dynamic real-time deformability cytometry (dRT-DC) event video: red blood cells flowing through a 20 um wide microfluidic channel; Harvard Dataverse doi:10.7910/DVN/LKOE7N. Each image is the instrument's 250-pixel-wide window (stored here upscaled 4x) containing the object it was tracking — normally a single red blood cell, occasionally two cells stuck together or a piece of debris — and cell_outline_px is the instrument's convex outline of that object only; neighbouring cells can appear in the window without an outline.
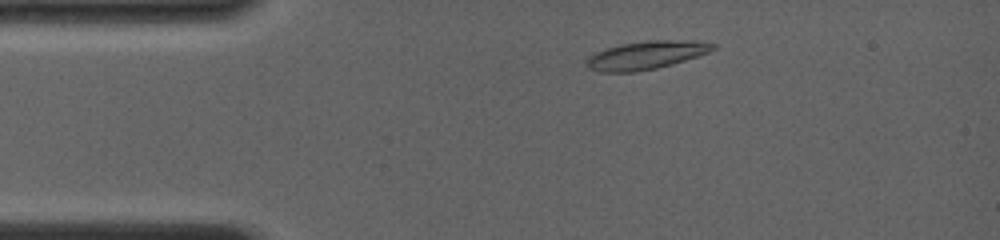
{"species": "common noctule bat (a hibernating species)", "species_latin": "Nyctalus noctula", "temperature_condition": "room temperature", "stored_images_in_passage": 36, "camera_frame_rate_fps": 4000, "um_per_image_px": 0.085, "animal": {"sex": "female", "body_mass_g": 19.0, "forearm_length_mm": 56.7}, "frame": {"image": 1, "passage_image": 4, "time_ms": 1.25, "image_size_px": [1000, 240], "cell_outline_px": [[716, 48], [708, 52], [672, 64], [656, 68], [636, 72], [600, 72], [588, 68], [588, 56], [604, 48], [620, 44], [648, 40], [696, 40], [716, 44]], "centroid_in_image_um": [54.92, 4.68], "position_along_channel_um": 30.1, "area_um2": 20.75}}
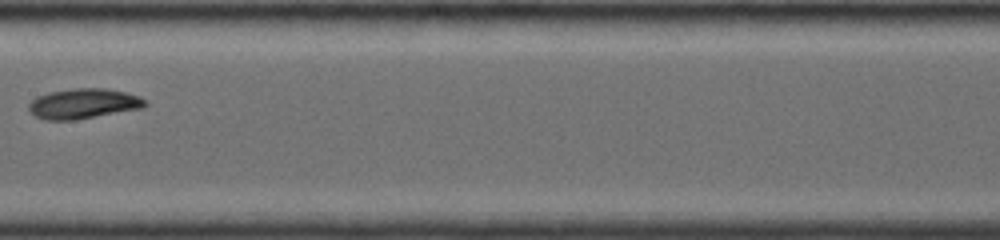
{"frame": {"image": 2, "passage_image": 18, "time_ms": 6.5, "image_size_px": [1000, 240], "cell_outline_px": [[148, 104], [144, 108], [76, 120], [44, 120], [36, 116], [28, 108], [28, 104], [36, 96], [48, 92], [76, 88], [104, 88], [124, 92], [140, 96], [148, 100]], "centroid_in_image_um": [7.13, 8.81], "position_along_channel_um": 200.3, "area_um2": 20.63}}
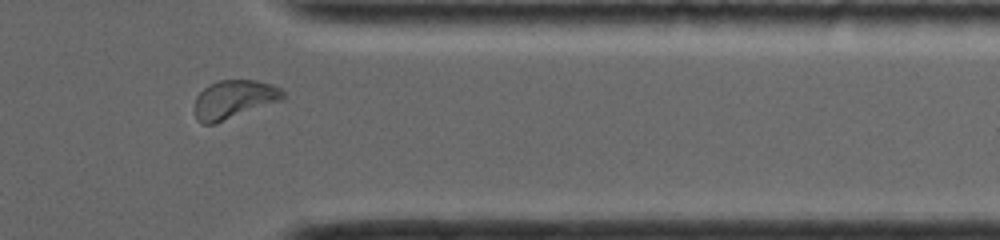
{"frame": {"image": 3, "passage_image": 31, "time_ms": 11.25, "image_size_px": [1000, 240], "cell_outline_px": [[284, 96], [280, 100], [216, 124], [200, 124], [196, 120], [196, 96], [208, 84], [216, 80], [256, 80], [272, 84], [280, 88], [284, 92]], "centroid_in_image_um": [19.86, 8.44], "position_along_channel_um": 391.5, "area_um2": 19.77}, "authors_computed_cell_mechanics": {"area_um2": 19.7676, "velocity_mm_per_s": 4.03, "shape_relaxation_time_tau1_ms": 3.6735, "shape_relaxation_time_tau2_ms": 10.6443, "deformation_change_tau1": 0.1483, "deformation_change_tau2": 0.1414}}